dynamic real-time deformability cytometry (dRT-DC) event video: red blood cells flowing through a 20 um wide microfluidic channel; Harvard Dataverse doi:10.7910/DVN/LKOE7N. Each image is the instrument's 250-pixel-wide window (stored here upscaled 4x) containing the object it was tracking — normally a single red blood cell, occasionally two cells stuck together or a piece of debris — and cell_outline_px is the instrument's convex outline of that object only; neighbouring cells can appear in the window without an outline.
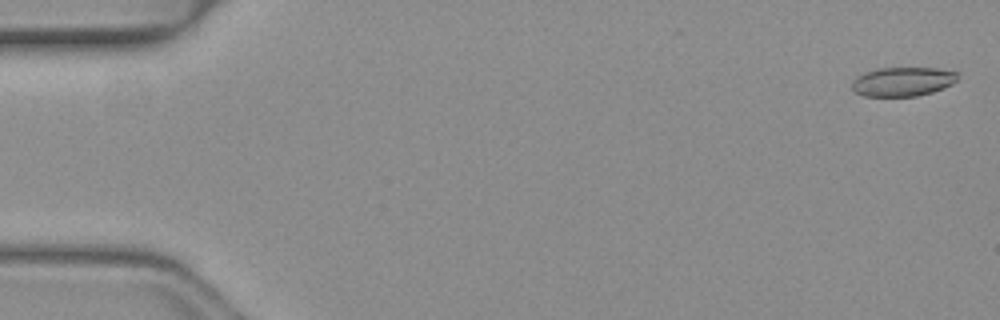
{"species": "common noctule bat (a hibernating species)", "species_latin": "Nyctalus noctula", "temperature_condition": "warm", "stored_images_in_passage": 51, "camera_frame_rate_fps": 3000, "um_per_image_px": 0.085, "animal": {"sex": "female", "body_mass_g": 19.3, "forearm_length_mm": 54.1}, "frame": {"image": 1, "passage_image": 2, "time_ms": 0.333, "image_size_px": [1000, 320], "cell_outline_px": [[956, 80], [952, 84], [932, 92], [916, 96], [864, 96], [856, 92], [852, 88], [852, 84], [860, 76], [876, 68], [936, 68], [956, 72]], "centroid_in_image_um": [76.75, 6.94], "position_along_channel_um": 8.3, "area_um2": 17.51}}
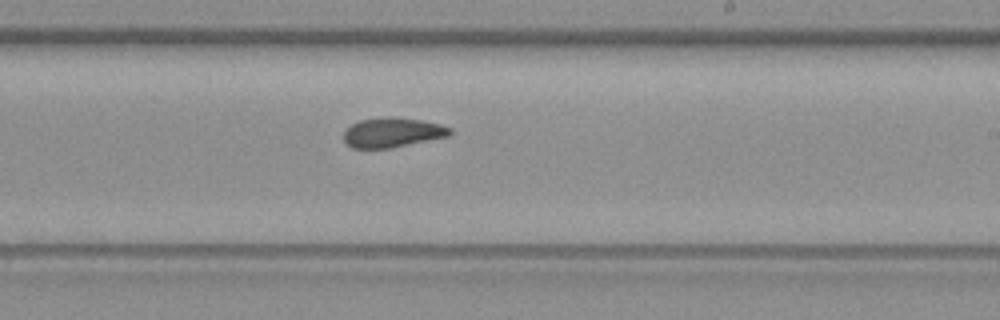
{"frame": {"image": 2, "passage_image": 31, "time_ms": 10.0, "image_size_px": [1000, 320], "cell_outline_px": [[452, 132], [448, 136], [388, 148], [352, 148], [344, 140], [344, 132], [352, 124], [360, 120], [388, 116], [396, 116], [420, 120], [440, 124], [452, 128]], "centroid_in_image_um": [33.36, 11.24], "position_along_channel_um": 255.6, "area_um2": 18.21}}
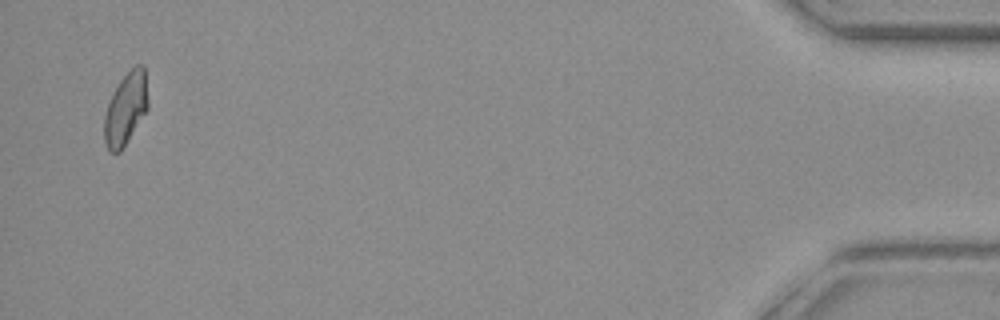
{"frame": {"image": 3, "passage_image": 50, "time_ms": 16.333, "image_size_px": [1000, 320], "cell_outline_px": [[148, 108], [120, 152], [108, 152], [104, 144], [104, 116], [108, 104], [120, 80], [136, 64], [144, 64], [148, 100]], "centroid_in_image_um": [10.68, 9.25], "position_along_channel_um": 424.5, "area_um2": 18.21}, "authors_computed_cell_mechanics": {"area_um2": 18.496, "velocity_mm_per_s": 4.0864, "shape_relaxation_time_tau1_ms": null, "shape_relaxation_time_tau2_ms": 2.5997, "deformation_change_tau1": null, "deformation_change_tau2": 0.0725}}